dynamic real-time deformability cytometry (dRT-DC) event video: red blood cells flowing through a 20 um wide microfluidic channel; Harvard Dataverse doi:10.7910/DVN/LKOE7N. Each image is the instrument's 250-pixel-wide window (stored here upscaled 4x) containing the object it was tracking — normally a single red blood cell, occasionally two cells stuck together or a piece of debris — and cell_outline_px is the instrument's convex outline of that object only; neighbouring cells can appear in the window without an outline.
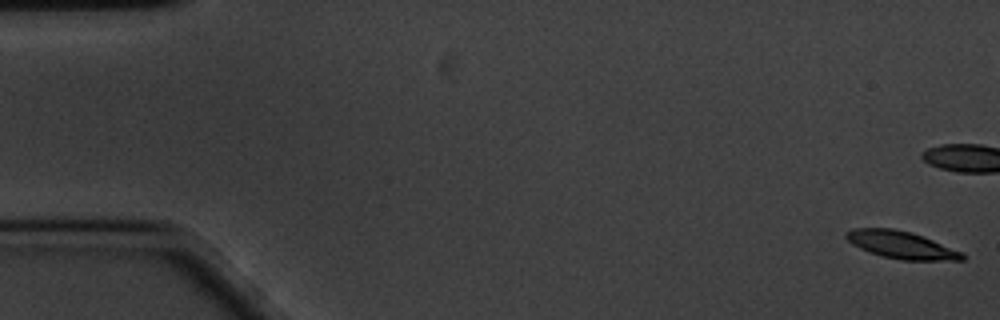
{"species": "common noctule bat (a hibernating species)", "species_latin": "Nyctalus noctula", "temperature_condition": "cold", "stored_images_in_passage": 61, "camera_frame_rate_fps": 3000, "um_per_image_px": 0.085, "animal": {"sex": "male", "body_mass_g": 20.1, "forearm_length_mm": 53.5}, "frame": {"image": 1, "passage_image": 1, "time_ms": 0.0, "image_size_px": [1000, 320], "cell_outline_px": [[964, 260], [900, 260], [868, 252], [852, 244], [844, 236], [844, 232], [852, 228], [892, 228], [912, 232], [924, 236], [964, 252]], "centroid_in_image_um": [76.61, 20.8], "position_along_channel_um": 8.4, "area_um2": 18.73}, "authors_computed_cell_mechanics": {"area_um2": 18.785, "velocity_mm_per_s": 3.3359, "shape_relaxation_time_tau1_ms": 3.0686, "shape_relaxation_time_tau2_ms": 3.4163, "deformation_change_tau1": 0.1167, "deformation_change_tau2": 0.0782}}